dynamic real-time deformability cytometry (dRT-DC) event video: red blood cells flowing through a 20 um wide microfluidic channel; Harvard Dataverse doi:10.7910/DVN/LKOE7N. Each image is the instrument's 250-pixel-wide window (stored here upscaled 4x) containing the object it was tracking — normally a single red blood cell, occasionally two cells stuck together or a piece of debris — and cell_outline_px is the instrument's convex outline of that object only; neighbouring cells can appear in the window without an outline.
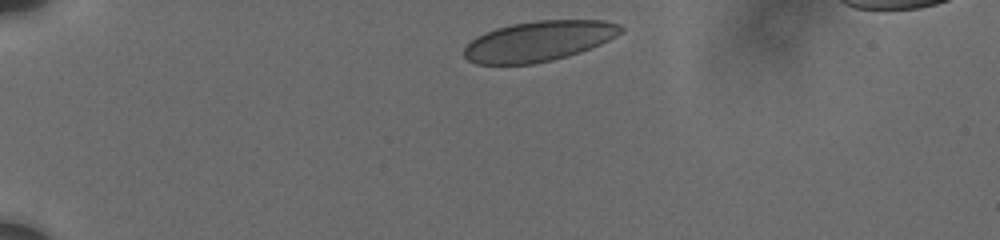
{"species": "human", "species_latin": "Homo sapiens", "temperature_condition": "cold", "stored_images_in_passage": 19, "camera_frame_rate_fps": 3000, "um_per_image_px": 0.085, "donor": {"sex": "male"}, "frame": {"image": 1, "passage_image": 1, "time_ms": 0.0, "image_size_px": [1000, 240], "cell_outline_px": [[624, 28], [616, 36], [600, 44], [580, 52], [552, 60], [532, 64], [476, 64], [468, 60], [464, 56], [464, 48], [476, 36], [496, 28], [512, 24], [536, 20], [604, 20], [620, 24]], "centroid_in_image_um": [45.79, 3.49], "position_along_channel_um": 39.2, "area_um2": 36.65}}
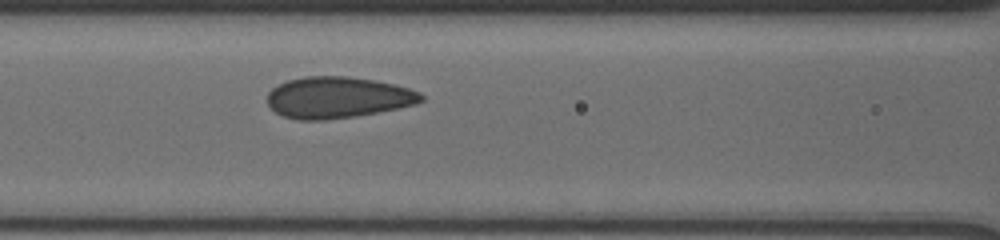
{"frame": {"image": 2, "passage_image": 12, "time_ms": 4.333, "image_size_px": [1000, 240], "cell_outline_px": [[424, 100], [416, 104], [356, 116], [324, 120], [300, 120], [284, 116], [276, 112], [268, 104], [268, 92], [272, 88], [288, 80], [304, 76], [348, 76], [372, 80], [392, 84], [408, 88], [420, 92], [424, 96]], "centroid_in_image_um": [28.7, 8.28], "position_along_channel_um": 137.9, "area_um2": 36.82}}
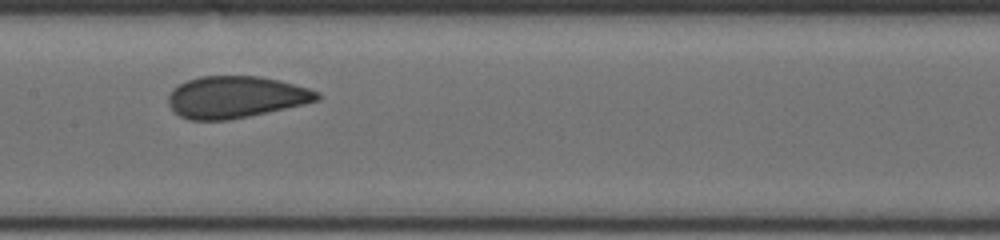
{"frame": {"image": 3, "passage_image": 18, "time_ms": 5.667, "image_size_px": [1000, 240], "cell_outline_px": [[320, 100], [304, 104], [248, 116], [228, 120], [188, 120], [180, 116], [168, 104], [168, 96], [172, 88], [188, 80], [200, 76], [260, 76], [280, 80], [308, 88], [320, 92]], "centroid_in_image_um": [20.04, 8.24], "position_along_channel_um": 187.4, "area_um2": 36.24}}